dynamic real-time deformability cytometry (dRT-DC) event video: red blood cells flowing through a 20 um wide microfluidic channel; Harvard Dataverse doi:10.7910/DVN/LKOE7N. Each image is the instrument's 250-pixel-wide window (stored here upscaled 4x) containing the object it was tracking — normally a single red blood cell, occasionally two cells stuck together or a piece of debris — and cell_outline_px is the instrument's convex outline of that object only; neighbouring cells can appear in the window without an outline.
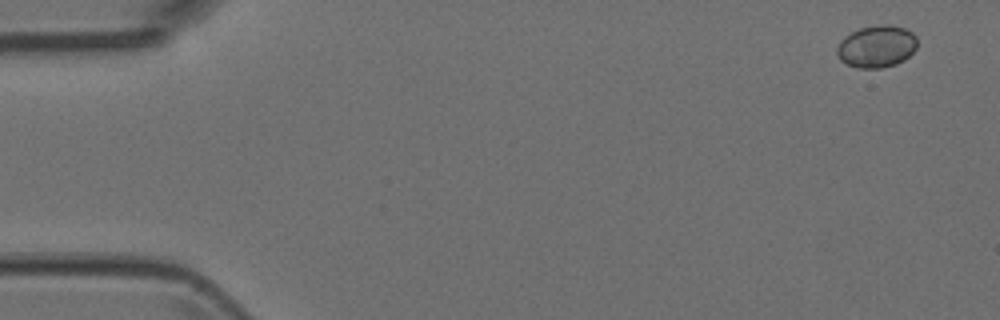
{"species": "Egyptian fruit bat (a non-hibernating species)", "species_latin": "Rousettus aegyptiacus", "temperature_condition": "room temperature", "stored_images_in_passage": 4, "camera_frame_rate_fps": 3000, "um_per_image_px": 0.085, "animal": {"sex": "female"}, "frame": {"image": 1, "passage_image": 1, "time_ms": 0.0, "image_size_px": [1000, 320], "cell_outline_px": [[916, 48], [904, 60], [896, 64], [880, 68], [860, 68], [848, 64], [840, 60], [836, 52], [836, 48], [840, 40], [844, 36], [860, 28], [880, 24], [892, 24], [904, 28], [912, 32], [916, 36]], "centroid_in_image_um": [74.5, 3.93], "position_along_channel_um": 10.5, "area_um2": 19.77}}